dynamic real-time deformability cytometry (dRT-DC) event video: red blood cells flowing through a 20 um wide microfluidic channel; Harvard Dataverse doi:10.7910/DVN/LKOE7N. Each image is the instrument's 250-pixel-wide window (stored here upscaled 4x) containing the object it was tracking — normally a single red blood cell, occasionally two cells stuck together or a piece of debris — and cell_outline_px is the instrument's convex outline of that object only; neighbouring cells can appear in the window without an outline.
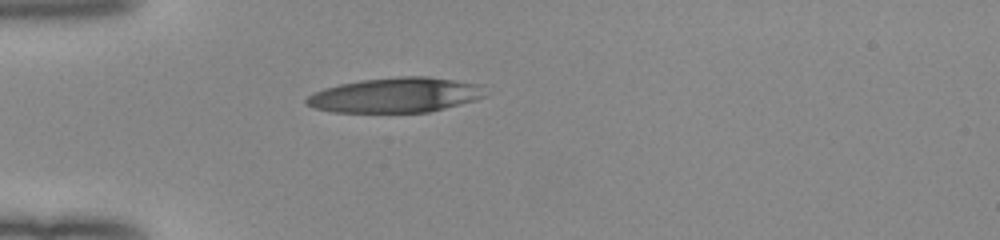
{"species": "human", "species_latin": "Homo sapiens", "temperature_condition": "room temperature", "stored_images_in_passage": 37, "camera_frame_rate_fps": 3000, "um_per_image_px": 0.085, "donor": {"sex": "female"}, "frame": {"image": 1, "passage_image": 1, "time_ms": 0.0, "image_size_px": [1000, 240], "cell_outline_px": [[488, 96], [476, 100], [428, 112], [332, 112], [316, 108], [304, 104], [304, 100], [312, 92], [324, 88], [340, 84], [360, 80], [400, 76], [428, 76], [484, 84]], "centroid_in_image_um": [33.66, 8.07], "position_along_channel_um": 51.3, "area_um2": 36.82}}
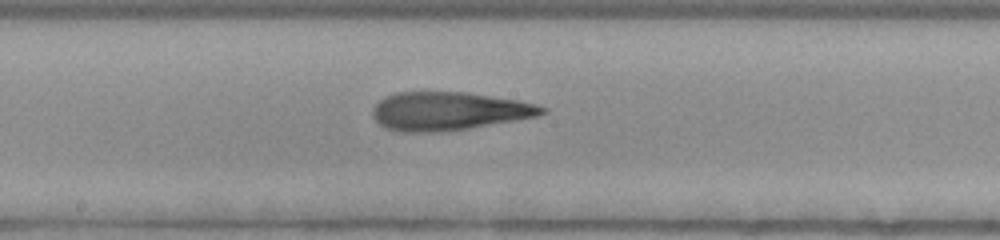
{"frame": {"image": 2, "passage_image": 14, "time_ms": 4.333, "image_size_px": [1000, 240], "cell_outline_px": [[548, 112], [536, 116], [468, 128], [440, 132], [404, 132], [384, 128], [372, 116], [372, 108], [384, 96], [396, 92], [468, 92], [520, 100], [536, 104], [548, 108]], "centroid_in_image_um": [38.13, 9.43], "position_along_channel_um": 210.1, "area_um2": 37.92}}
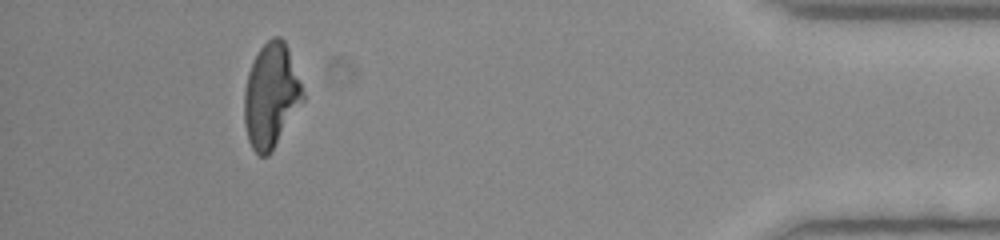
{"frame": {"image": 3, "passage_image": 33, "time_ms": 10.667, "image_size_px": [1000, 240], "cell_outline_px": [[304, 100], [268, 156], [260, 156], [252, 148], [248, 140], [244, 124], [244, 92], [248, 72], [260, 48], [272, 36], [280, 36], [284, 40], [288, 48], [304, 92]], "centroid_in_image_um": [23.03, 8.13], "position_along_channel_um": 412.2, "area_um2": 35.32}, "authors_computed_cell_mechanics": {"area_um2": 37.281, "velocity_mm_per_s": 4.0205, "shape_relaxation_time_tau1_ms": 7.6838, "shape_relaxation_time_tau2_ms": 2.8848, "deformation_change_tau1": 0.2756, "deformation_change_tau2": 0.1466}}